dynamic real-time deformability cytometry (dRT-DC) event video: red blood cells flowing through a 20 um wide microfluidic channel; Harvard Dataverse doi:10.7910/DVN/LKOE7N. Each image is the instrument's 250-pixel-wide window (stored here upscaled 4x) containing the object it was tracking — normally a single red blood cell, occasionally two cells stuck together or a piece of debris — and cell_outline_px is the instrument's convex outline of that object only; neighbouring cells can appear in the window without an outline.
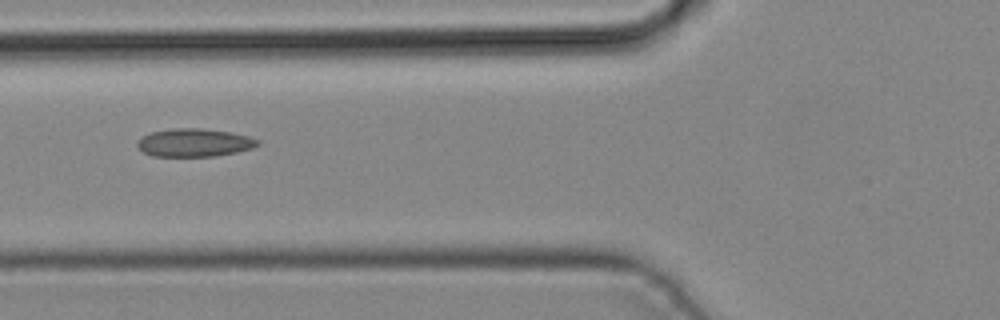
{"species": "common noctule bat (a hibernating species)", "species_latin": "Nyctalus noctula", "temperature_condition": "cold", "stored_images_in_passage": 3, "camera_frame_rate_fps": 3000, "um_per_image_px": 0.085, "animal": {"sex": "male", "body_mass_g": 19.2, "forearm_length_mm": 51.8}, "frame": {"image": 1, "passage_image": 3, "time_ms": 0.667, "image_size_px": [1000, 320], "cell_outline_px": [[260, 144], [252, 148], [236, 152], [216, 156], [152, 156], [144, 152], [136, 144], [144, 136], [152, 132], [176, 128], [200, 128], [232, 132], [248, 136], [260, 140]], "centroid_in_image_um": [16.57, 12.12], "position_along_channel_um": 109.2, "area_um2": 19.54}}